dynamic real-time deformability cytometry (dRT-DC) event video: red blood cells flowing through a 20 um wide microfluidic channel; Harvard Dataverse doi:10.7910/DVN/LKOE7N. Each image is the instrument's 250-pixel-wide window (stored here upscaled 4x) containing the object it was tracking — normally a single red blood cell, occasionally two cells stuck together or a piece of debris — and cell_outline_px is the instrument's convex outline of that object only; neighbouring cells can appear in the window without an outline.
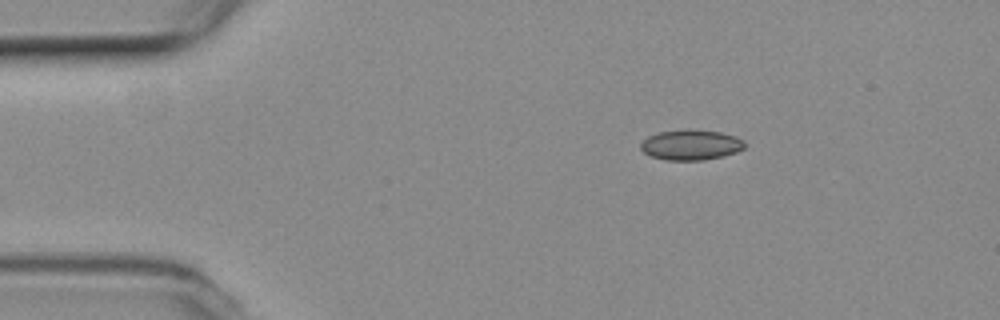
{"species": "common noctule bat (a hibernating species)", "species_latin": "Nyctalus noctula", "temperature_condition": "room temperature", "stored_images_in_passage": 36, "camera_frame_rate_fps": 3000, "um_per_image_px": 0.085, "animal": {"sex": "female", "body_mass_g": 19.3, "forearm_length_mm": 54.1}, "frame": {"image": 1, "passage_image": 1, "time_ms": 0.0, "image_size_px": [1000, 320], "cell_outline_px": [[744, 148], [736, 152], [724, 156], [704, 160], [664, 160], [652, 156], [644, 152], [640, 148], [640, 144], [648, 136], [660, 132], [688, 128], [720, 132], [736, 136], [744, 140]], "centroid_in_image_um": [58.74, 12.3], "position_along_channel_um": 26.3, "area_um2": 18.5}}
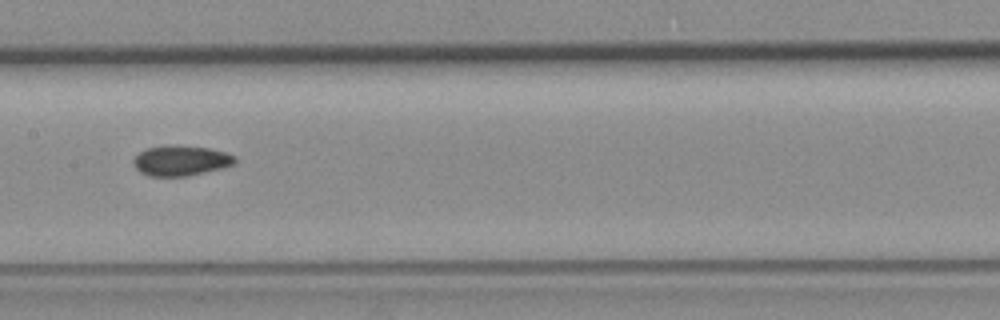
{"frame": {"image": 2, "passage_image": 19, "time_ms": 6.0, "image_size_px": [1000, 320], "cell_outline_px": [[236, 164], [224, 168], [188, 176], [148, 176], [140, 172], [132, 164], [132, 160], [140, 152], [148, 148], [164, 144], [176, 144], [208, 148], [224, 152], [236, 156]], "centroid_in_image_um": [15.38, 13.64], "position_along_channel_um": 192.0, "area_um2": 18.26}}
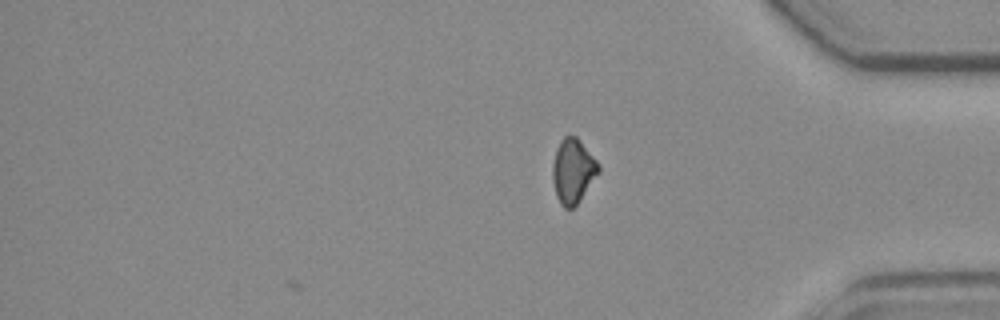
{"frame": {"image": 3, "passage_image": 36, "time_ms": 11.667, "image_size_px": [1000, 320], "cell_outline_px": [[600, 172], [580, 200], [572, 208], [564, 208], [560, 204], [556, 196], [552, 180], [552, 164], [556, 148], [560, 140], [564, 136], [576, 136], [600, 164]], "centroid_in_image_um": [48.69, 14.53], "position_along_channel_um": 386.5, "area_um2": 17.4}, "authors_computed_cell_mechanics": {"area_um2": 17.8024, "velocity_mm_per_s": 3.7693, "shape_relaxation_time_tau1_ms": null, "shape_relaxation_time_tau2_ms": 3.2886, "deformation_change_tau1": null, "deformation_change_tau2": 0.0767}}